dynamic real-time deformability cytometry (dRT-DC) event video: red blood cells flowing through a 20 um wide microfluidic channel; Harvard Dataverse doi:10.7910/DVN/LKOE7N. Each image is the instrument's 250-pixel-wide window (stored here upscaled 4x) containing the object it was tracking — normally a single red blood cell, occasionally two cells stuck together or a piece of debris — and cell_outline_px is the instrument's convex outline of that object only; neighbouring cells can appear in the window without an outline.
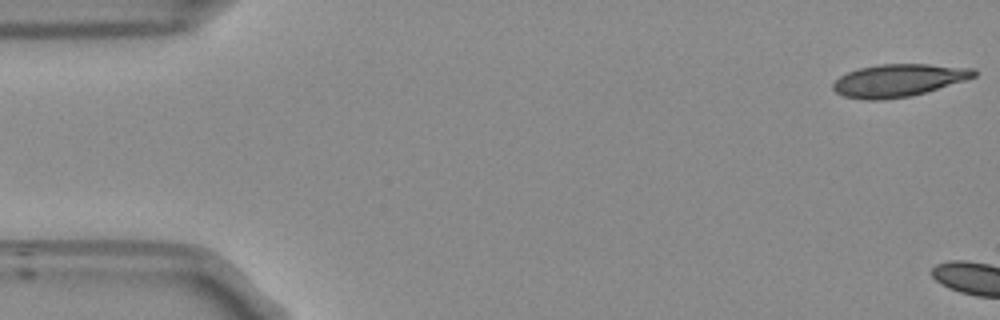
{"species": "Egyptian fruit bat (a non-hibernating species)", "species_latin": "Rousettus aegyptiacus", "temperature_condition": "room temperature", "stored_images_in_passage": 4, "camera_frame_rate_fps": 3000, "um_per_image_px": 0.085, "frame": {"image": 1, "passage_image": 1, "time_ms": 0.0, "image_size_px": [1000, 320], "cell_outline_px": [[976, 76], [964, 80], [924, 92], [908, 96], [876, 100], [864, 100], [844, 96], [836, 92], [832, 88], [832, 84], [840, 76], [848, 72], [860, 68], [880, 64], [928, 64], [976, 68]], "centroid_in_image_um": [76.35, 6.82], "position_along_channel_um": 8.6, "area_um2": 26.41}}